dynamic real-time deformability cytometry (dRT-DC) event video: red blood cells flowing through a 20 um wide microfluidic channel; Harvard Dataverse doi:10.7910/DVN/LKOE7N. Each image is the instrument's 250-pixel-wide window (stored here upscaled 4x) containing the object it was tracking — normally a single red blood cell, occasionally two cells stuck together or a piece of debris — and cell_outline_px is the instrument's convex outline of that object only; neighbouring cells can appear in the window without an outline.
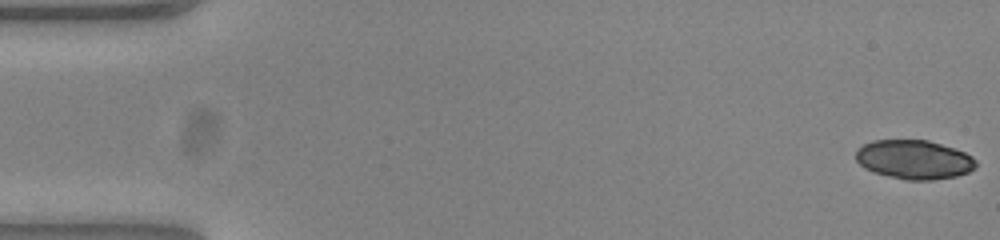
{"species": "common noctule bat (a hibernating species)", "species_latin": "Nyctalus noctula", "temperature_condition": "warm", "stored_images_in_passage": 15, "camera_frame_rate_fps": 3000, "um_per_image_px": 0.085, "animal": {"sex": "female", "body_mass_g": 23.0, "forearm_length_mm": 53.4}, "frame": {"image": 1, "passage_image": 1, "time_ms": 0.0, "image_size_px": [1000, 240], "cell_outline_px": [[976, 168], [968, 172], [956, 176], [932, 180], [908, 180], [888, 176], [864, 168], [856, 160], [856, 148], [872, 140], [928, 140], [964, 152], [972, 156], [976, 160]], "centroid_in_image_um": [77.69, 13.56], "position_along_channel_um": 7.3, "area_um2": 27.28}}